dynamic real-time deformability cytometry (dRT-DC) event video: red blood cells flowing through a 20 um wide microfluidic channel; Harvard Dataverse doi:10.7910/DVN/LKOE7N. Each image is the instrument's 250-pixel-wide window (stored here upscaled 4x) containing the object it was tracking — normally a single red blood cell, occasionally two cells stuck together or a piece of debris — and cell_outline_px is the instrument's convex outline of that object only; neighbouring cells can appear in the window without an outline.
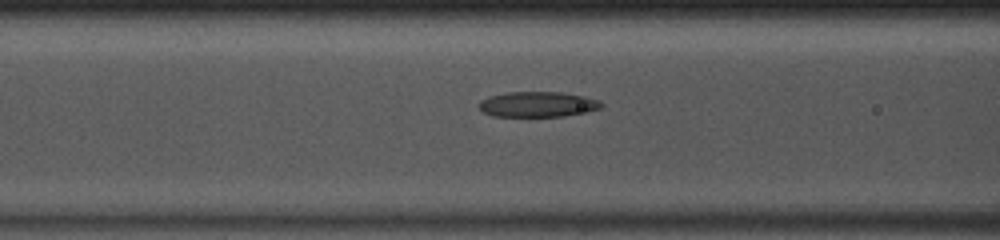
{"species": "common noctule bat (a hibernating species)", "species_latin": "Nyctalus noctula", "temperature_condition": "room temperature", "stored_images_in_passage": 46, "camera_frame_rate_fps": 3000, "um_per_image_px": 0.085, "animal": {"sex": "male", "body_mass_g": 13.0, "forearm_length_mm": 53.1}, "frame": {"image": 1, "passage_image": 17, "time_ms": 5.333, "image_size_px": [1000, 240], "cell_outline_px": [[604, 104], [600, 108], [564, 116], [492, 116], [484, 112], [476, 104], [480, 100], [488, 96], [508, 92], [560, 92], [584, 96], [600, 100]], "centroid_in_image_um": [45.66, 8.86], "position_along_channel_um": 120.9, "area_um2": 18.03}}
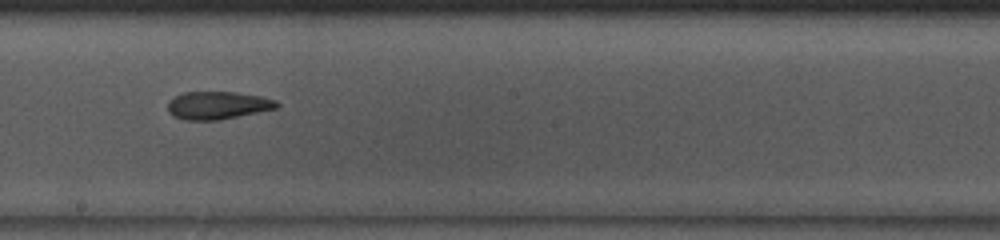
{"frame": {"image": 2, "passage_image": 25, "time_ms": 8.0, "image_size_px": [1000, 240], "cell_outline_px": [[280, 104], [276, 108], [220, 120], [184, 120], [172, 116], [168, 112], [168, 100], [184, 92], [236, 92], [260, 96], [276, 100]], "centroid_in_image_um": [18.47, 8.96], "position_along_channel_um": 229.7, "area_um2": 17.69}}
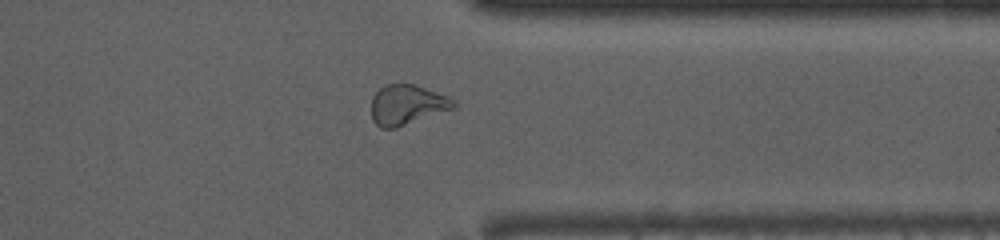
{"frame": {"image": 3, "passage_image": 36, "time_ms": 11.667, "image_size_px": [1000, 240], "cell_outline_px": [[456, 108], [396, 128], [380, 128], [372, 120], [372, 96], [380, 88], [388, 84], [416, 84], [436, 92], [452, 100], [456, 104]], "centroid_in_image_um": [34.58, 8.92], "position_along_channel_um": 376.8, "area_um2": 19.07}, "authors_computed_cell_mechanics": {"area_um2": 18.9584, "velocity_mm_per_s": 4.0657, "shape_relaxation_time_tau1_ms": 6.0873, "shape_relaxation_time_tau2_ms": 2.0602, "deformation_change_tau1": 0.1789, "deformation_change_tau2": 0.0761}}